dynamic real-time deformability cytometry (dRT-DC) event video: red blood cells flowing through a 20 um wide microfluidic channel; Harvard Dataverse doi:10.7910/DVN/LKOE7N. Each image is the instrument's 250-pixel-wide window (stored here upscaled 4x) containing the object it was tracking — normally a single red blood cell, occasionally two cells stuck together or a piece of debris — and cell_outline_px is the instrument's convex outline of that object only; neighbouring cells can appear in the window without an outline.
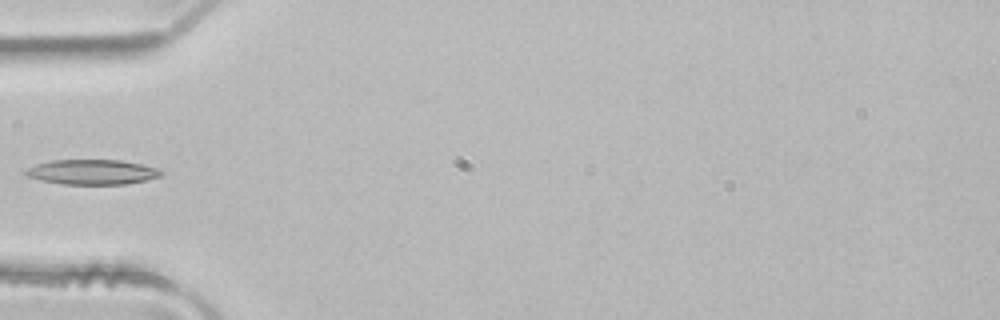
{"species": "common noctule bat (a hibernating species)", "species_latin": "Nyctalus noctula", "temperature_condition": "room temperature", "stored_images_in_passage": 4, "camera_frame_rate_fps": 3000, "um_per_image_px": 0.085, "animal": {"sex": "male", "body_mass_g": 21.5, "forearm_length_mm": 52.0}, "frame": {"image": 1, "passage_image": 4, "time_ms": 1.0, "image_size_px": [1000, 320], "cell_outline_px": [[164, 176], [148, 180], [128, 184], [60, 184], [40, 180], [28, 176], [24, 172], [28, 168], [36, 164], [52, 160], [120, 160], [160, 168], [164, 172]], "centroid_in_image_um": [7.91, 14.63], "position_along_channel_um": 77.1, "area_um2": 19.88}}